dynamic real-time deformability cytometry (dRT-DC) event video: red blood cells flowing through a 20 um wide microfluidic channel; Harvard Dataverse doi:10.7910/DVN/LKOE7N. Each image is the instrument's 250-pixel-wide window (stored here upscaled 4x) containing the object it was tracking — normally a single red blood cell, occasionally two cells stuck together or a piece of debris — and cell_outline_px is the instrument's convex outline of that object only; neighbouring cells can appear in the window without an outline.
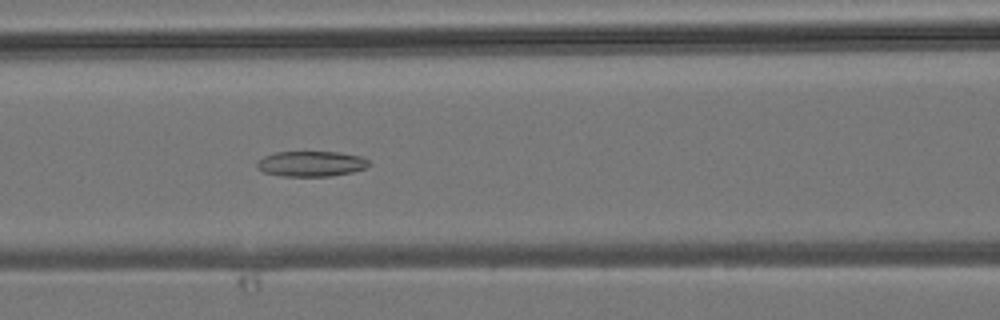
{"species": "common noctule bat (a hibernating species)", "species_latin": "Nyctalus noctula", "temperature_condition": "room temperature", "stored_images_in_passage": 45, "camera_frame_rate_fps": 3000, "um_per_image_px": 0.085, "animal": {"sex": "male", "body_mass_g": 19.2, "forearm_length_mm": 51.8}, "frame": {"image": 1, "passage_image": 19, "time_ms": 6.0, "image_size_px": [1000, 320], "cell_outline_px": [[372, 164], [364, 168], [352, 172], [332, 176], [284, 176], [264, 172], [256, 168], [256, 160], [264, 156], [276, 152], [340, 152], [360, 156], [368, 160]], "centroid_in_image_um": [26.43, 13.92], "position_along_channel_um": 140.2, "area_um2": 16.65}}
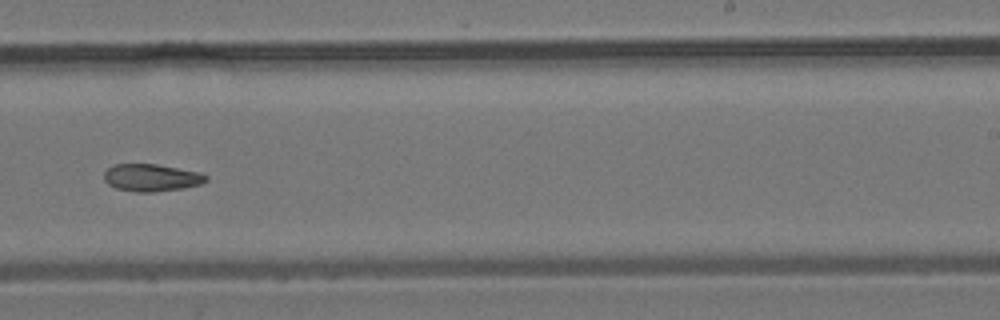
{"frame": {"image": 2, "passage_image": 28, "time_ms": 9.0, "image_size_px": [1000, 320], "cell_outline_px": [[208, 180], [200, 184], [184, 188], [152, 192], [136, 192], [116, 188], [108, 184], [104, 180], [104, 172], [112, 164], [156, 164], [200, 172], [208, 176]], "centroid_in_image_um": [12.86, 15.1], "position_along_channel_um": 276.1, "area_um2": 16.3}}
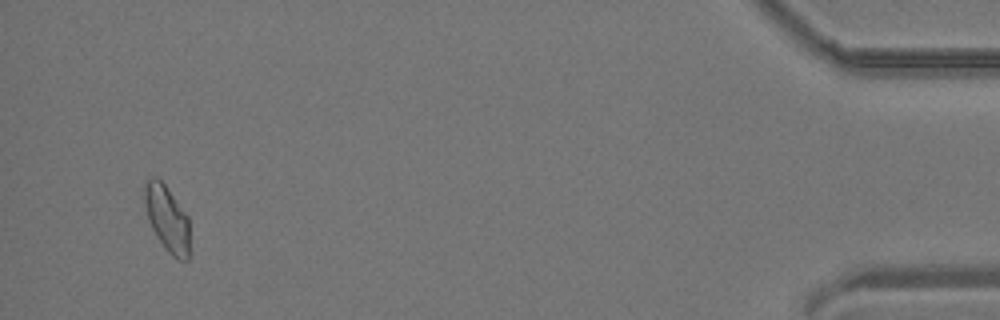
{"frame": {"image": 3, "passage_image": 43, "time_ms": 14.0, "image_size_px": [1000, 320], "cell_outline_px": [[188, 260], [180, 260], [172, 256], [164, 248], [152, 228], [148, 220], [144, 204], [144, 180], [152, 176], [156, 176], [164, 184], [188, 216]], "centroid_in_image_um": [14.16, 18.54], "position_along_channel_um": 421.0, "area_um2": 17.28}}